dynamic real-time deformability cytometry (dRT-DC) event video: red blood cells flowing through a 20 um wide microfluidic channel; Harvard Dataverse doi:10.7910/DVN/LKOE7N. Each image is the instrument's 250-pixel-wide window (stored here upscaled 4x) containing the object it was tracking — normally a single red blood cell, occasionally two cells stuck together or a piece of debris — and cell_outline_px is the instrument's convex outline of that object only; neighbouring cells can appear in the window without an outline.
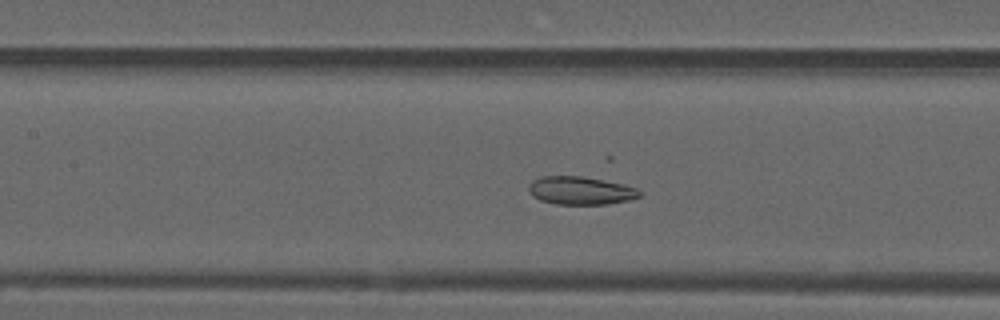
{"species": "common noctule bat (a hibernating species)", "species_latin": "Nyctalus noctula", "temperature_condition": "warm", "stored_images_in_passage": 49, "camera_frame_rate_fps": 3000, "um_per_image_px": 0.085, "animal": {"sex": "male", "forearm_length_mm": 52.5}, "frame": {"image": 1, "passage_image": 20, "time_ms": 6.333, "image_size_px": [1000, 320], "cell_outline_px": [[644, 192], [640, 196], [628, 200], [608, 204], [556, 204], [540, 200], [532, 196], [528, 192], [528, 184], [532, 180], [540, 176], [584, 176], [624, 184], [636, 188]], "centroid_in_image_um": [49.33, 16.19], "position_along_channel_um": 158.1, "area_um2": 18.38}}
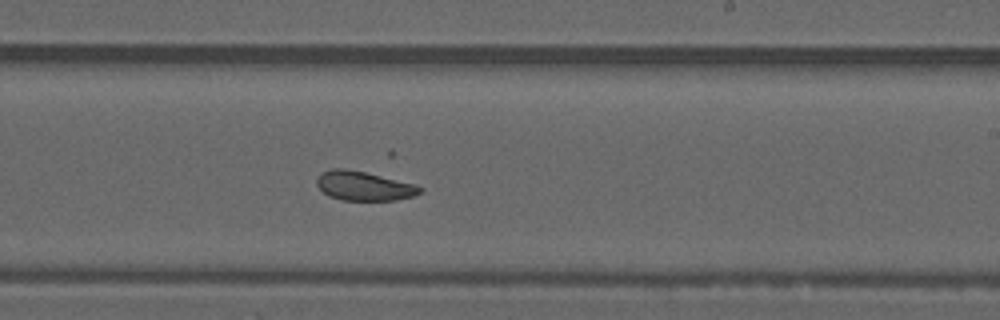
{"frame": {"image": 2, "passage_image": 28, "time_ms": 9.0, "image_size_px": [1000, 320], "cell_outline_px": [[424, 192], [412, 196], [396, 200], [340, 200], [328, 196], [316, 184], [316, 180], [324, 172], [332, 168], [344, 168], [364, 172], [416, 184], [424, 188]], "centroid_in_image_um": [30.97, 15.81], "position_along_channel_um": 258.0, "area_um2": 17.51}}
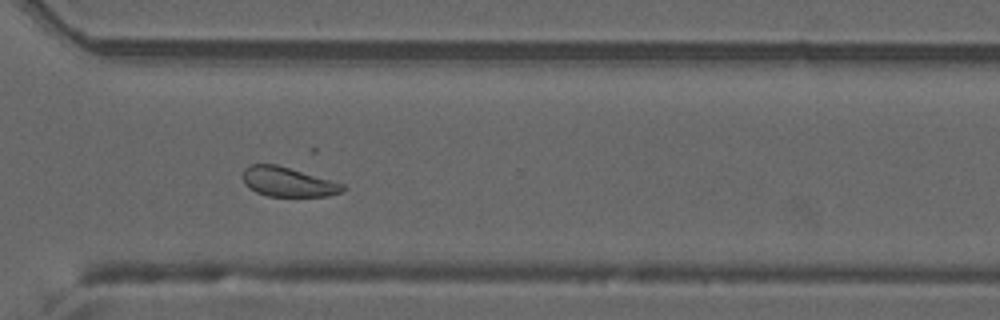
{"frame": {"image": 3, "passage_image": 35, "time_ms": 11.333, "image_size_px": [1000, 320], "cell_outline_px": [[348, 188], [344, 192], [328, 196], [268, 196], [256, 192], [248, 188], [244, 184], [244, 168], [252, 164], [276, 164], [332, 180], [344, 184]], "centroid_in_image_um": [24.52, 15.47], "position_along_channel_um": 346.1, "area_um2": 17.28}}